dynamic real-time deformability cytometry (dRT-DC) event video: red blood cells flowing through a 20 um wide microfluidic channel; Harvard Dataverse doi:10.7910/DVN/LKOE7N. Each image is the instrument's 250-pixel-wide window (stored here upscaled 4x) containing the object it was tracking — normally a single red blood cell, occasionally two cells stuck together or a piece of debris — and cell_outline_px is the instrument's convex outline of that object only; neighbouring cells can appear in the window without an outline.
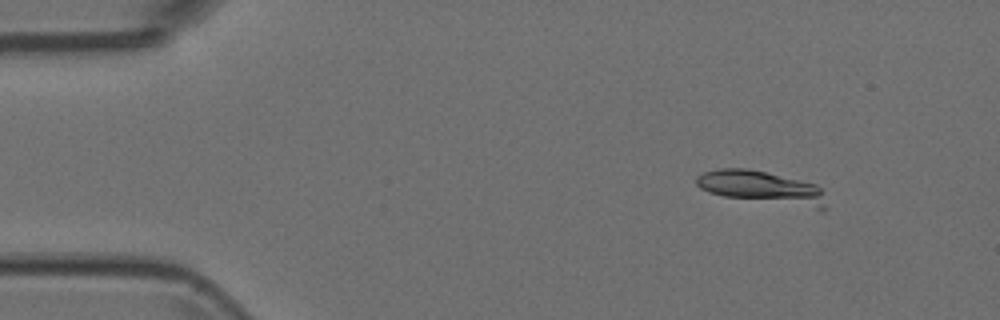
{"species": "Egyptian fruit bat (a non-hibernating species)", "species_latin": "Rousettus aegyptiacus", "temperature_condition": "room temperature", "stored_images_in_passage": 5, "camera_frame_rate_fps": 3000, "um_per_image_px": 0.085, "animal": {"sex": "female"}, "frame": {"image": 1, "passage_image": 2, "time_ms": 0.333, "image_size_px": [1000, 320], "cell_outline_px": [[828, 208], [824, 212], [724, 196], [708, 192], [700, 188], [696, 184], [696, 176], [704, 172], [720, 168], [748, 168], [816, 184], [824, 192]], "centroid_in_image_um": [64.86, 15.98], "position_along_channel_um": 20.1, "area_um2": 25.43}}